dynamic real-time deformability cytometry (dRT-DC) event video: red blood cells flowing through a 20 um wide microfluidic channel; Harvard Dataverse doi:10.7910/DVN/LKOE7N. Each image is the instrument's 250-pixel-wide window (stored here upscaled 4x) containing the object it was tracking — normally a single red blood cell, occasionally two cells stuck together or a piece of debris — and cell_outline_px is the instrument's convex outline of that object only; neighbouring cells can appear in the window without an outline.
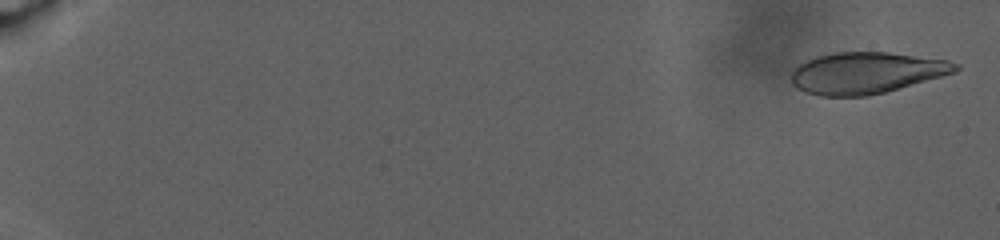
{"species": "human", "species_latin": "Homo sapiens", "temperature_condition": "warm", "stored_images_in_passage": 95, "camera_frame_rate_fps": 3000, "um_per_image_px": 0.085, "donor": {"sex": "male"}, "frame": {"image": 1, "passage_image": 3, "time_ms": 0.667, "image_size_px": [1000, 240], "cell_outline_px": [[960, 68], [956, 72], [884, 92], [868, 96], [820, 96], [796, 88], [792, 84], [792, 68], [804, 60], [816, 56], [832, 52], [888, 52], [948, 60], [960, 64]], "centroid_in_image_um": [73.6, 6.18], "position_along_channel_um": 11.4, "area_um2": 39.77}}
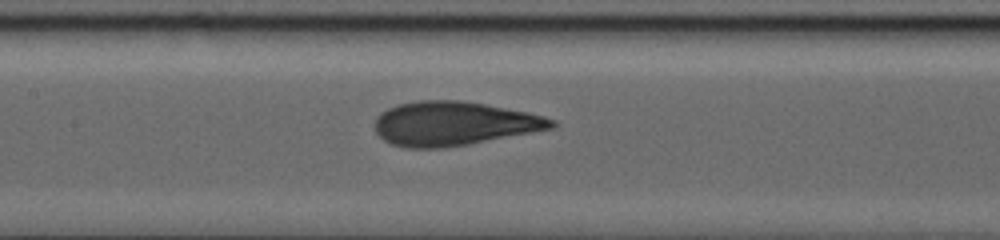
{"frame": {"image": 2, "passage_image": 52, "time_ms": 17.0, "image_size_px": [1000, 240], "cell_outline_px": [[556, 128], [468, 144], [444, 148], [404, 148], [392, 144], [384, 140], [376, 132], [376, 116], [380, 112], [388, 108], [400, 104], [420, 100], [460, 100], [484, 104], [528, 112], [544, 116], [556, 120]], "centroid_in_image_um": [38.59, 10.51], "position_along_channel_um": 168.8, "area_um2": 45.37}}
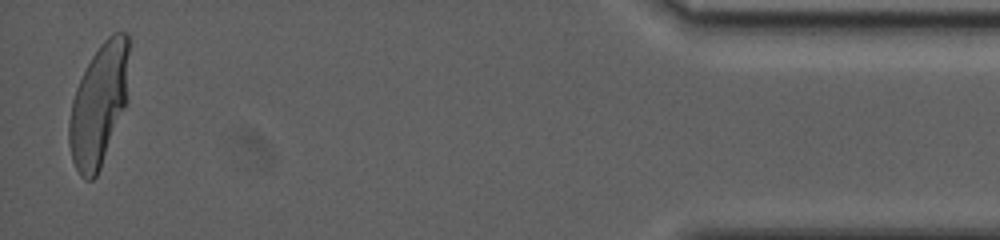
{"frame": {"image": 3, "passage_image": 94, "time_ms": 31.0, "image_size_px": [1000, 240], "cell_outline_px": [[128, 52], [124, 108], [100, 168], [96, 176], [92, 180], [84, 180], [80, 176], [72, 160], [68, 144], [68, 120], [72, 100], [76, 88], [92, 56], [100, 44], [112, 32], [128, 32]], "centroid_in_image_um": [8.35, 8.93], "position_along_channel_um": 426.8, "area_um2": 41.91}, "authors_computed_cell_mechanics": {"area_um2": 42.8876, "velocity_mm_per_s": 2.3125, "shape_relaxation_time_tau1_ms": 8.78, "shape_relaxation_time_tau2_ms": null, "deformation_change_tau1": 0.2705, "deformation_change_tau2": null}}